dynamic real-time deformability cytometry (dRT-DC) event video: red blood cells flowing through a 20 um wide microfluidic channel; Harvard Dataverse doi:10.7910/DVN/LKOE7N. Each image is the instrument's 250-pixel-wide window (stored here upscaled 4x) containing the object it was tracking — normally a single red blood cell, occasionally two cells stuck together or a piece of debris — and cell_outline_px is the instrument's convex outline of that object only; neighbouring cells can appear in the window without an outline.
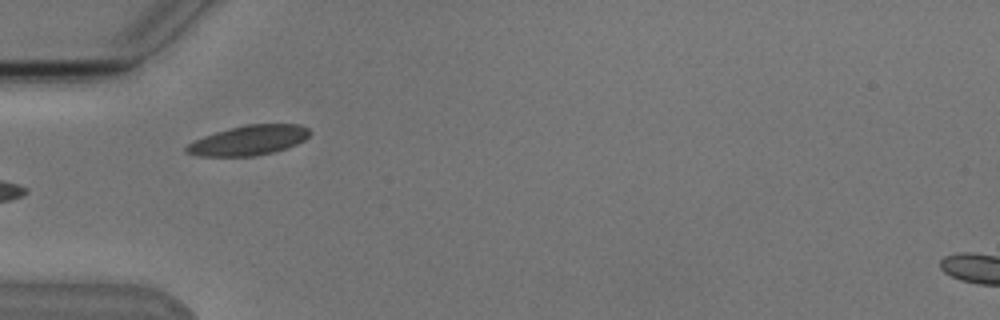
{"species": "Egyptian fruit bat (a non-hibernating species)", "species_latin": "Rousettus aegyptiacus", "temperature_condition": "cold", "stored_images_in_passage": 6, "camera_frame_rate_fps": 3000, "um_per_image_px": 0.085, "animal": {"sex": "male"}, "frame": {"image": 1, "passage_image": 5, "time_ms": 4.667, "image_size_px": [1000, 320], "cell_outline_px": [[312, 132], [304, 140], [296, 144], [272, 152], [252, 156], [196, 156], [184, 152], [184, 148], [192, 140], [228, 128], [248, 124], [300, 124], [308, 128]], "centroid_in_image_um": [21.1, 11.92], "position_along_channel_um": 63.9, "area_um2": 21.44}}